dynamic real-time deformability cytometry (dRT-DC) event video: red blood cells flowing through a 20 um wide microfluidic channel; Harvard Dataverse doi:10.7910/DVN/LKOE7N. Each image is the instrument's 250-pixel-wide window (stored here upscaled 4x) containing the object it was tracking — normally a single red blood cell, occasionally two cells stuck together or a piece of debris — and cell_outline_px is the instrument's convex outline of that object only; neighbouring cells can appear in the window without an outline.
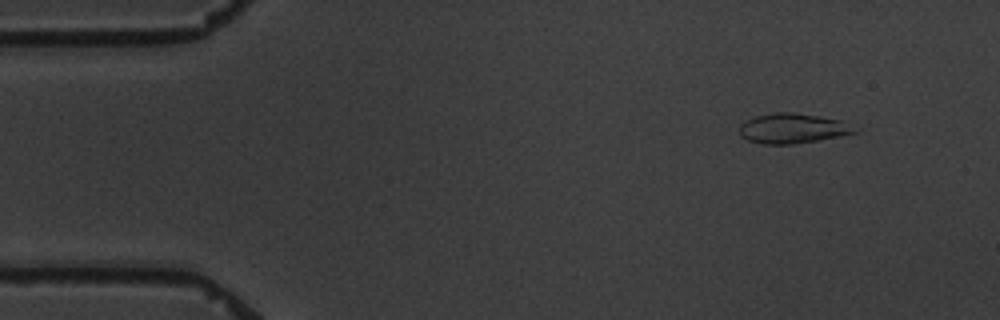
{"species": "common noctule bat (a hibernating species)", "species_latin": "Nyctalus noctula", "temperature_condition": "warm", "stored_images_in_passage": 4, "camera_frame_rate_fps": 3000, "um_per_image_px": 0.085, "animal": {"sex": "male", "body_mass_g": 19.5, "forearm_length_mm": 54.6}, "frame": {"image": 1, "passage_image": 1, "time_ms": 0.0, "image_size_px": [1000, 320], "cell_outline_px": [[860, 132], [840, 136], [796, 144], [760, 144], [748, 140], [740, 136], [740, 124], [756, 116], [776, 112], [792, 112], [820, 116], [840, 120]], "centroid_in_image_um": [67.35, 10.92], "position_along_channel_um": 17.6, "area_um2": 20.0}}